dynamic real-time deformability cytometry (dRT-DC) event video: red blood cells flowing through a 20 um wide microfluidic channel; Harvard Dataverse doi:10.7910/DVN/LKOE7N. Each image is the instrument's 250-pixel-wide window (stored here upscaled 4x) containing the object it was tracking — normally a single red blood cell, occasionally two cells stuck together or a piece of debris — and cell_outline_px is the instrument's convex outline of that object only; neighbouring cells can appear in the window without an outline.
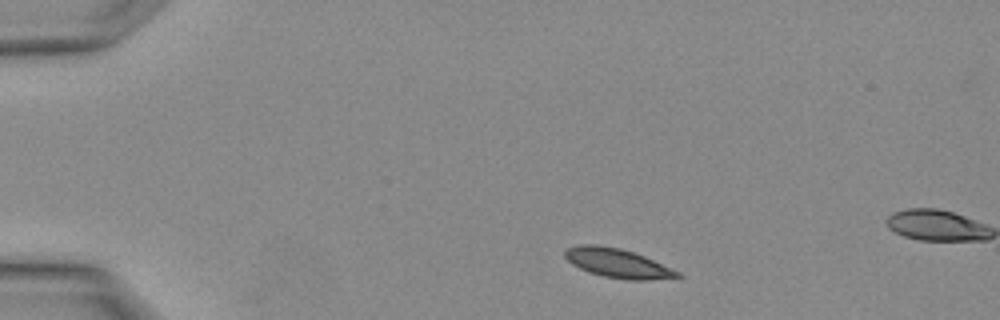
{"species": "Egyptian fruit bat (a non-hibernating species)", "species_latin": "Rousettus aegyptiacus", "temperature_condition": "warm", "stored_images_in_passage": 2, "camera_frame_rate_fps": 3000, "um_per_image_px": 0.085, "animal": {"sex": "female"}, "frame": {"image": 1, "passage_image": 2, "time_ms": 0.333, "image_size_px": [1000, 320], "cell_outline_px": [[684, 276], [648, 280], [628, 280], [604, 276], [588, 272], [572, 264], [564, 256], [564, 252], [568, 248], [580, 244], [596, 244], [620, 248], [644, 256], [680, 272]], "centroid_in_image_um": [52.48, 22.37], "position_along_channel_um": 32.5, "area_um2": 18.96}}